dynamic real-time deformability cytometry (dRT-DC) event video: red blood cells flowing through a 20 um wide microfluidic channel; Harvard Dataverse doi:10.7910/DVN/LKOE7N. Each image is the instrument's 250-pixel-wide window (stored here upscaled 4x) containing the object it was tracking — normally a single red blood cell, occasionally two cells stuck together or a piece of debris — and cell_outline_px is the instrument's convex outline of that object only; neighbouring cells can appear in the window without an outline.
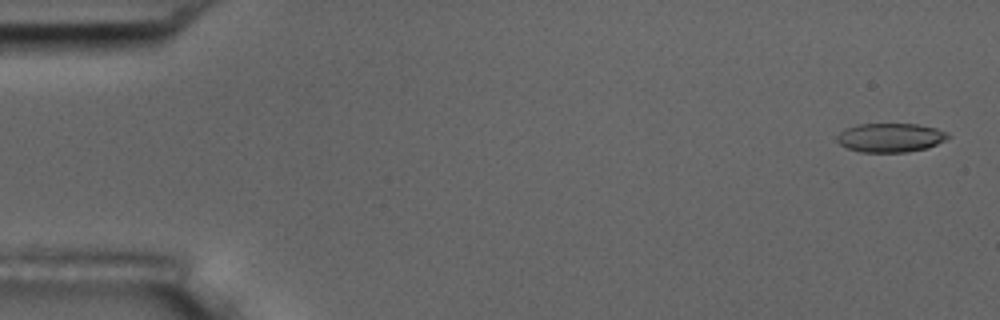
{"species": "common noctule bat (a hibernating species)", "species_latin": "Nyctalus noctula", "temperature_condition": "room temperature", "stored_images_in_passage": 5, "camera_frame_rate_fps": 3000, "um_per_image_px": 0.085, "animal": {"sex": "male", "body_mass_g": 17.5, "forearm_length_mm": 52.3}, "frame": {"image": 1, "passage_image": 1, "time_ms": 0.0, "image_size_px": [1000, 320], "cell_outline_px": [[952, 136], [928, 148], [908, 152], [860, 152], [848, 148], [840, 144], [836, 140], [836, 136], [844, 128], [856, 124], [916, 124], [936, 128], [948, 132]], "centroid_in_image_um": [75.68, 11.69], "position_along_channel_um": 9.3, "area_um2": 18.9}}
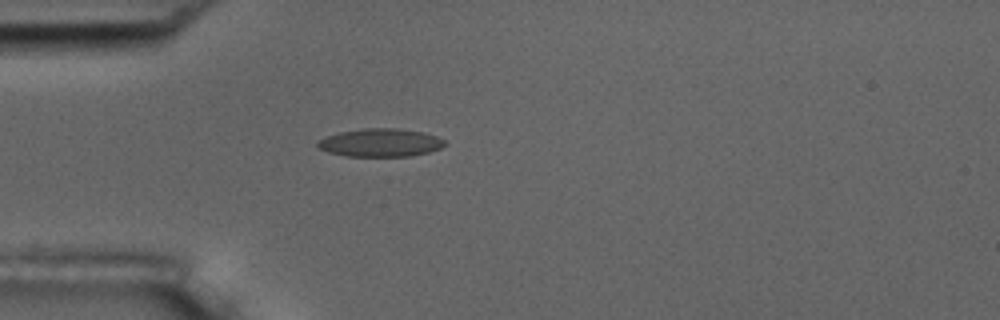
{"frame": {"image": 2, "passage_image": 5, "time_ms": 4.667, "image_size_px": [1000, 320], "cell_outline_px": [[448, 144], [440, 148], [428, 152], [408, 156], [348, 156], [332, 152], [320, 148], [316, 144], [320, 140], [328, 136], [340, 132], [364, 128], [396, 128], [424, 132], [436, 136], [444, 140]], "centroid_in_image_um": [32.4, 12.12], "position_along_channel_um": 52.6, "area_um2": 20.52}}